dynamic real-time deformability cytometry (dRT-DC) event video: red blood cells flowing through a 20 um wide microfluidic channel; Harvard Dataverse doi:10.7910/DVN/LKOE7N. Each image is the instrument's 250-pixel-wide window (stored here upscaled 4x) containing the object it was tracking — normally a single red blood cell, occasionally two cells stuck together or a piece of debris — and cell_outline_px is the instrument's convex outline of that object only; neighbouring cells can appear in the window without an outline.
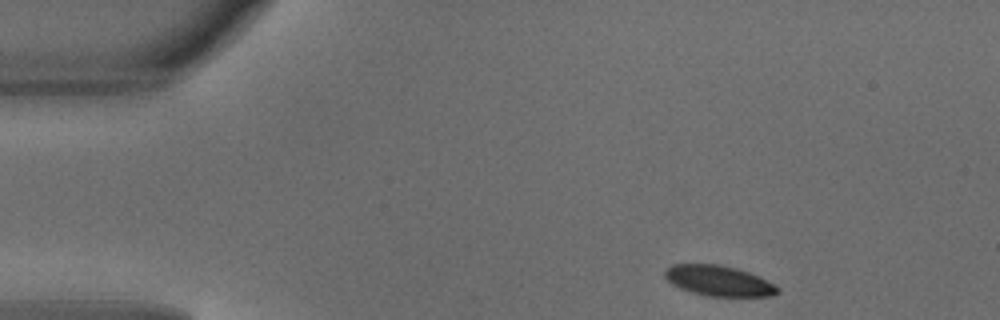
{"species": "common noctule bat (a hibernating species)", "species_latin": "Nyctalus noctula", "temperature_condition": "warm", "stored_images_in_passage": 7, "camera_frame_rate_fps": 3000, "um_per_image_px": 0.085, "animal": {"sex": "male", "body_mass_g": 18.8}, "frame": {"image": 1, "passage_image": 1, "time_ms": 0.0, "image_size_px": [1000, 320], "cell_outline_px": [[780, 292], [772, 296], [708, 296], [692, 292], [680, 288], [672, 284], [664, 276], [664, 272], [672, 264], [716, 264], [736, 268], [748, 272], [776, 284], [780, 288]], "centroid_in_image_um": [61.12, 23.87], "position_along_channel_um": 23.9, "area_um2": 19.94}}